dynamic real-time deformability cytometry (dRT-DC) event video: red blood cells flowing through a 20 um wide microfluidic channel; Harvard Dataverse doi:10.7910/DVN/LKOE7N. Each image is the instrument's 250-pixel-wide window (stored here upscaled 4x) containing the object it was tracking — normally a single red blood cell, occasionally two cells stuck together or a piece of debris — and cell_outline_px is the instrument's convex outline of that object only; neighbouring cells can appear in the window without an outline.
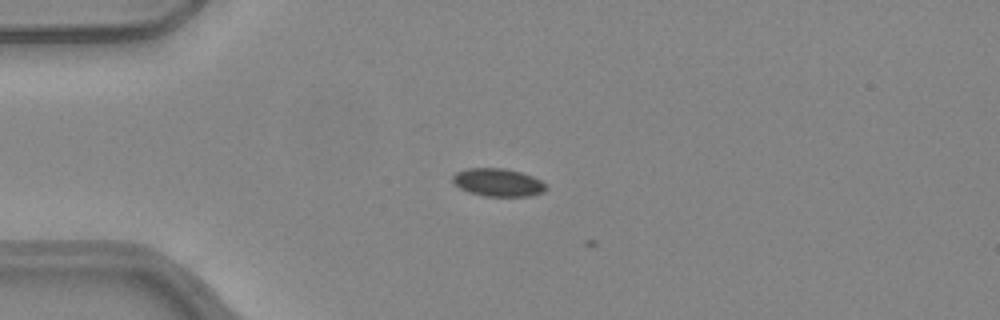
{"species": "common noctule bat (a hibernating species)", "species_latin": "Nyctalus noctula", "temperature_condition": "warm", "stored_images_in_passage": 3, "camera_frame_rate_fps": 3000, "um_per_image_px": 0.085, "animal": {"sex": "female", "body_mass_g": 24.6, "forearm_length_mm": 56.2}, "frame": {"image": 1, "passage_image": 2, "time_ms": 0.333, "image_size_px": [1000, 320], "cell_outline_px": [[544, 192], [528, 196], [484, 196], [468, 192], [452, 184], [452, 176], [456, 172], [468, 168], [504, 168], [520, 172], [532, 176], [540, 180], [544, 184]], "centroid_in_image_um": [42.26, 15.5], "position_along_channel_um": 42.7, "area_um2": 15.14}}